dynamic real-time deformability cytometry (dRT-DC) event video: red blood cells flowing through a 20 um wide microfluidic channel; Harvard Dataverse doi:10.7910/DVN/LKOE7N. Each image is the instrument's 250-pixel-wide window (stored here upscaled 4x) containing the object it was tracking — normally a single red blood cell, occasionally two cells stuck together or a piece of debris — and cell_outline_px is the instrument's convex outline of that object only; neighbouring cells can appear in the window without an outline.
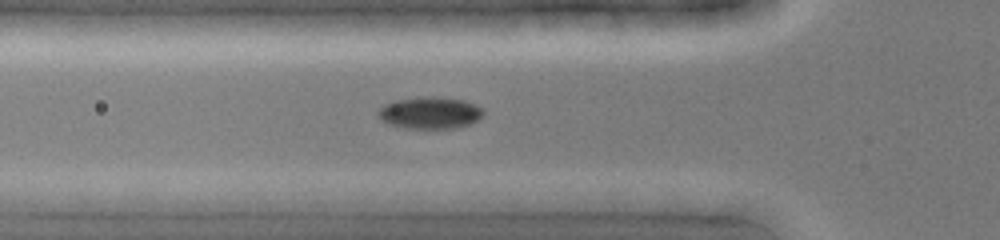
{"species": "common noctule bat (a hibernating species)", "species_latin": "Nyctalus noctula", "temperature_condition": "cold", "stored_images_in_passage": 30, "camera_frame_rate_fps": 3000, "um_per_image_px": 0.085, "animal": {"sex": "female", "body_mass_g": 19.0, "forearm_length_mm": 51.5}, "frame": {"image": 1, "passage_image": 2, "time_ms": 0.333, "image_size_px": [1000, 240], "cell_outline_px": [[484, 116], [468, 124], [456, 128], [404, 128], [388, 124], [380, 120], [376, 112], [384, 104], [396, 100], [428, 96], [432, 96], [464, 100], [476, 104], [484, 108]], "centroid_in_image_um": [36.55, 9.59], "position_along_channel_um": 89.3, "area_um2": 19.71}}
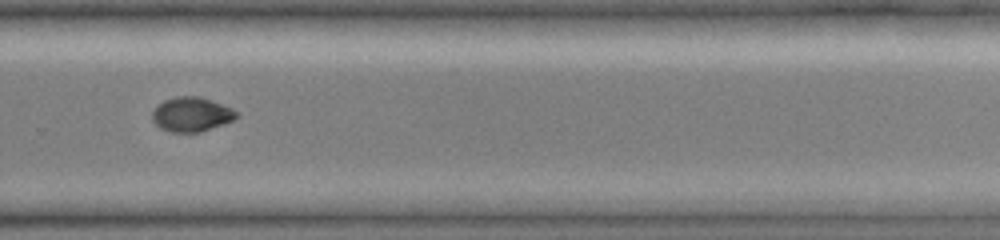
{"frame": {"image": 2, "passage_image": 17, "time_ms": 5.333, "image_size_px": [1000, 240], "cell_outline_px": [[240, 116], [224, 124], [200, 132], [172, 132], [160, 128], [152, 120], [152, 112], [164, 100], [180, 96], [200, 96], [232, 108], [240, 112]], "centroid_in_image_um": [16.32, 9.72], "position_along_channel_um": 313.5, "area_um2": 16.88}}
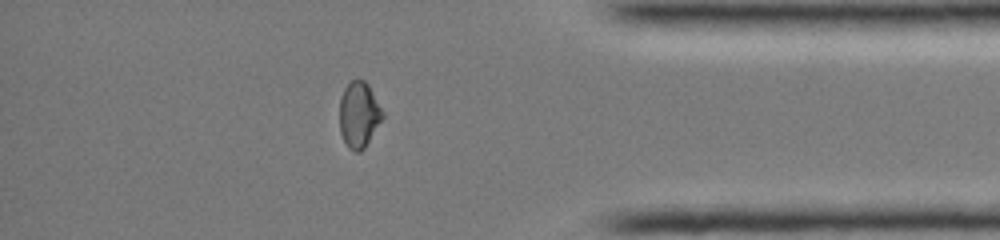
{"frame": {"image": 3, "passage_image": 24, "time_ms": 7.667, "image_size_px": [1000, 240], "cell_outline_px": [[384, 116], [364, 148], [360, 152], [356, 152], [348, 148], [340, 132], [340, 96], [344, 88], [352, 80], [364, 80], [368, 84], [384, 112]], "centroid_in_image_um": [30.51, 9.74], "position_along_channel_um": 404.7, "area_um2": 16.42}}